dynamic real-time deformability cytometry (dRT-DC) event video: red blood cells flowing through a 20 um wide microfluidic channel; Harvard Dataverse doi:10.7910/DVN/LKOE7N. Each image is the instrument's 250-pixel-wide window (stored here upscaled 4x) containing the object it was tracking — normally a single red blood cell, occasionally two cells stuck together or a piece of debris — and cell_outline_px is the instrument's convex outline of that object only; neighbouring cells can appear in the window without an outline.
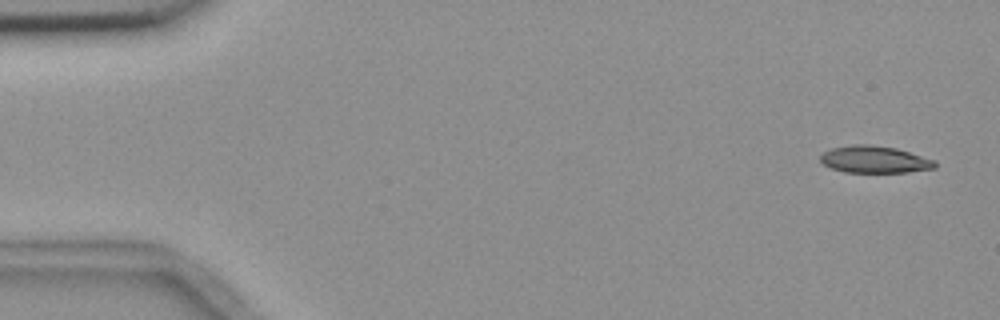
{"species": "common noctule bat (a hibernating species)", "species_latin": "Nyctalus noctula", "temperature_condition": "room temperature", "stored_images_in_passage": 4, "camera_frame_rate_fps": 3000, "um_per_image_px": 0.085, "animal": {"sex": "female", "body_mass_g": 18.4}, "frame": {"image": 1, "passage_image": 1, "time_ms": 0.0, "image_size_px": [1000, 320], "cell_outline_px": [[936, 168], [908, 172], [844, 172], [832, 168], [824, 164], [820, 160], [820, 156], [824, 152], [832, 148], [852, 144], [868, 144], [896, 148], [936, 160]], "centroid_in_image_um": [74.35, 13.55], "position_along_channel_um": 10.6, "area_um2": 18.03}}
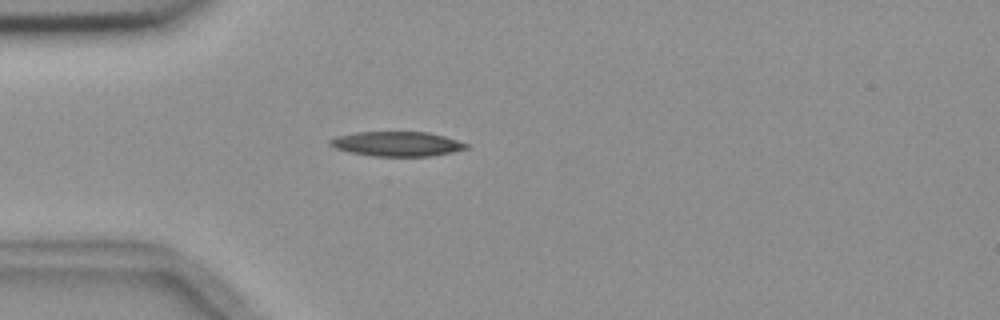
{"frame": {"image": 2, "passage_image": 4, "time_ms": 4.333, "image_size_px": [1000, 320], "cell_outline_px": [[468, 148], [452, 152], [432, 156], [372, 156], [348, 152], [336, 148], [328, 144], [328, 140], [336, 136], [356, 132], [428, 132], [444, 136], [468, 144]], "centroid_in_image_um": [33.71, 12.23], "position_along_channel_um": 51.3, "area_um2": 19.59}}